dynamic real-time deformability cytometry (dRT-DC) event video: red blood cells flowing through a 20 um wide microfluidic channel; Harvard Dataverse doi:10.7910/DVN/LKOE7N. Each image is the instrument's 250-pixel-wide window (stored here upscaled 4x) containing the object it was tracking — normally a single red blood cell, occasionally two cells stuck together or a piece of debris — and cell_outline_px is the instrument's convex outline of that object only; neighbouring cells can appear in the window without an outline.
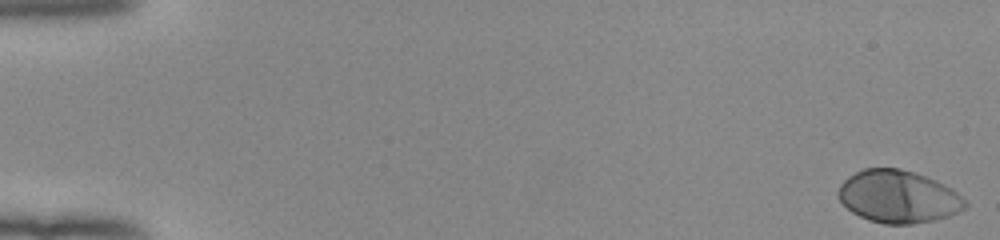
{"species": "human", "species_latin": "Homo sapiens", "temperature_condition": "room temperature", "stored_images_in_passage": 53, "camera_frame_rate_fps": 3000, "um_per_image_px": 0.085, "donor": {"sex": "female"}, "frame": {"image": 1, "passage_image": 1, "time_ms": 0.0, "image_size_px": [1000, 240], "cell_outline_px": [[968, 208], [948, 216], [936, 220], [912, 224], [884, 224], [868, 220], [852, 212], [836, 196], [836, 192], [840, 184], [848, 176], [864, 168], [900, 168], [936, 180], [952, 188], [968, 204]], "centroid_in_image_um": [76.34, 16.72], "position_along_channel_um": 8.7, "area_um2": 38.96}}
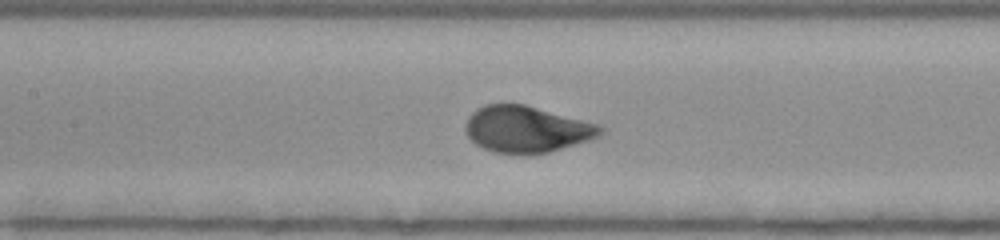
{"frame": {"image": 2, "passage_image": 26, "time_ms": 8.333, "image_size_px": [1000, 240], "cell_outline_px": [[604, 132], [600, 136], [588, 140], [548, 152], [496, 152], [484, 148], [476, 144], [468, 136], [464, 128], [468, 116], [476, 108], [484, 104], [524, 104], [596, 124], [604, 128]], "centroid_in_image_um": [44.72, 10.95], "position_along_channel_um": 162.7, "area_um2": 35.72}}
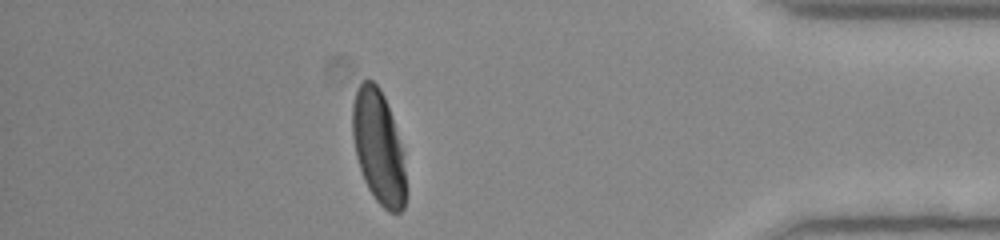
{"frame": {"image": 3, "passage_image": 47, "time_ms": 15.333, "image_size_px": [1000, 240], "cell_outline_px": [[404, 208], [400, 212], [388, 212], [376, 200], [368, 188], [364, 180], [356, 156], [352, 136], [352, 104], [356, 92], [360, 84], [368, 76], [380, 88], [384, 96], [404, 152]], "centroid_in_image_um": [32.15, 12.47], "position_along_channel_um": 403.1, "area_um2": 35.08}, "authors_computed_cell_mechanics": {"area_um2": 37.3966, "velocity_mm_per_s": 3.9297, "shape_relaxation_time_tau1_ms": 2.3346, "shape_relaxation_time_tau2_ms": null, "deformation_change_tau1": 0.1675, "deformation_change_tau2": null}}